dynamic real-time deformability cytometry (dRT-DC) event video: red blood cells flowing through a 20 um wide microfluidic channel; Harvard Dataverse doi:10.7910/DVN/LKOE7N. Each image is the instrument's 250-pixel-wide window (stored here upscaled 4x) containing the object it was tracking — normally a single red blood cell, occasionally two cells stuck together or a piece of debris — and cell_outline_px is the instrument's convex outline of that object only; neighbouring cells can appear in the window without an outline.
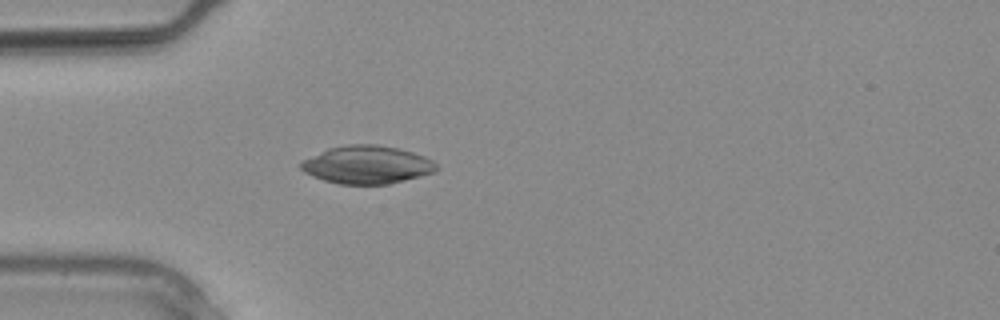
{"species": "common noctule bat (a hibernating species)", "species_latin": "Nyctalus noctula", "temperature_condition": "warm", "stored_images_in_passage": 7, "camera_frame_rate_fps": 3000, "um_per_image_px": 0.085, "animal": {"sex": "male", "body_mass_g": 20.4}, "frame": {"image": 1, "passage_image": 3, "time_ms": 0.667, "image_size_px": [1000, 320], "cell_outline_px": [[440, 168], [432, 172], [420, 176], [388, 184], [340, 184], [324, 180], [312, 176], [304, 172], [300, 168], [300, 164], [304, 160], [328, 148], [348, 144], [376, 144], [400, 148], [424, 156], [432, 160]], "centroid_in_image_um": [31.2, 14.0], "position_along_channel_um": 53.8, "area_um2": 29.88}}